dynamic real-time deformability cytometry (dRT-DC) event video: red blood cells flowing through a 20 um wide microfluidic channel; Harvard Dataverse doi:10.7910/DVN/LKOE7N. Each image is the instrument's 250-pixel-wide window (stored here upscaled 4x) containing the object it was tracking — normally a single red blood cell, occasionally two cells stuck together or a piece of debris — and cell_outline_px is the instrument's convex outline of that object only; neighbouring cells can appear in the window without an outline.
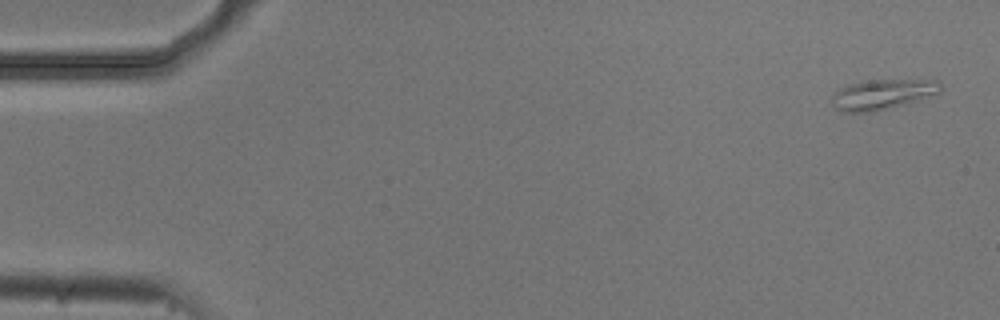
{"species": "common noctule bat (a hibernating species)", "species_latin": "Nyctalus noctula", "temperature_condition": "cold", "stored_images_in_passage": 5, "camera_frame_rate_fps": 3000, "um_per_image_px": 0.085, "animal": {"sex": "male", "body_mass_g": 20.5, "forearm_length_mm": 52.5}, "frame": {"image": 1, "passage_image": 1, "time_ms": 0.0, "image_size_px": [1000, 320], "cell_outline_px": [[944, 88], [940, 92], [904, 104], [868, 112], [844, 112], [836, 108], [832, 104], [832, 92], [848, 84], [868, 80], [940, 80]], "centroid_in_image_um": [75.0, 8.0], "position_along_channel_um": 10.0, "area_um2": 18.96}}